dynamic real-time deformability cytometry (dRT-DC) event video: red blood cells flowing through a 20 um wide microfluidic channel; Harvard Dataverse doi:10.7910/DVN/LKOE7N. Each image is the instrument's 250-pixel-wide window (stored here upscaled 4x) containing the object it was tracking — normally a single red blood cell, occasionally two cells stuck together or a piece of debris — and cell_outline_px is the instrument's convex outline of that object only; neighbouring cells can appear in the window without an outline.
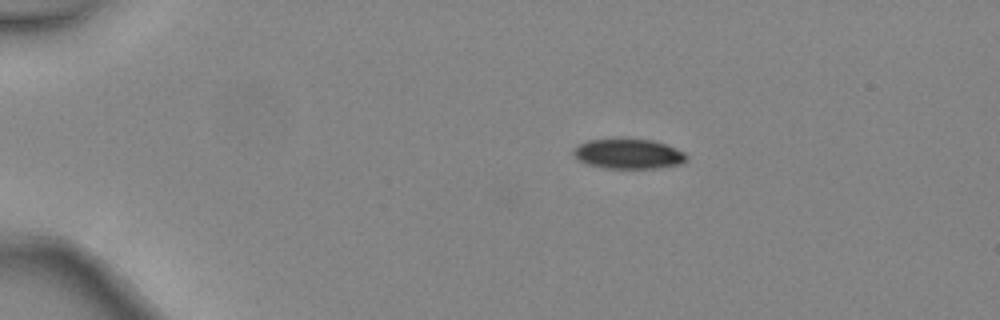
{"species": "common noctule bat (a hibernating species)", "species_latin": "Nyctalus noctula", "temperature_condition": "warm", "stored_images_in_passage": 4, "camera_frame_rate_fps": 3000, "um_per_image_px": 0.085, "animal": {"sex": "female", "body_mass_g": 24.6, "forearm_length_mm": 56.2}, "frame": {"image": 1, "passage_image": 1, "time_ms": 0.0, "image_size_px": [1000, 320], "cell_outline_px": [[688, 160], [680, 164], [660, 168], [604, 168], [588, 164], [580, 160], [572, 152], [580, 144], [588, 140], [652, 140], [664, 144], [684, 152], [688, 156]], "centroid_in_image_um": [53.47, 13.1], "position_along_channel_um": 31.5, "area_um2": 19.25}}
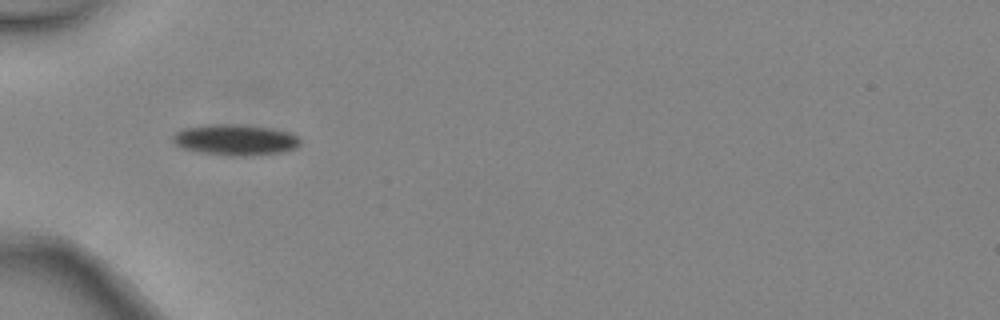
{"frame": {"image": 2, "passage_image": 3, "time_ms": 0.667, "image_size_px": [1000, 320], "cell_outline_px": [[300, 144], [296, 148], [284, 152], [244, 156], [224, 156], [200, 152], [184, 148], [176, 144], [172, 140], [172, 136], [176, 132], [184, 128], [204, 124], [232, 124], [272, 128], [292, 132], [300, 136]], "centroid_in_image_um": [20.04, 11.88], "position_along_channel_um": 65.0, "area_um2": 23.24}}
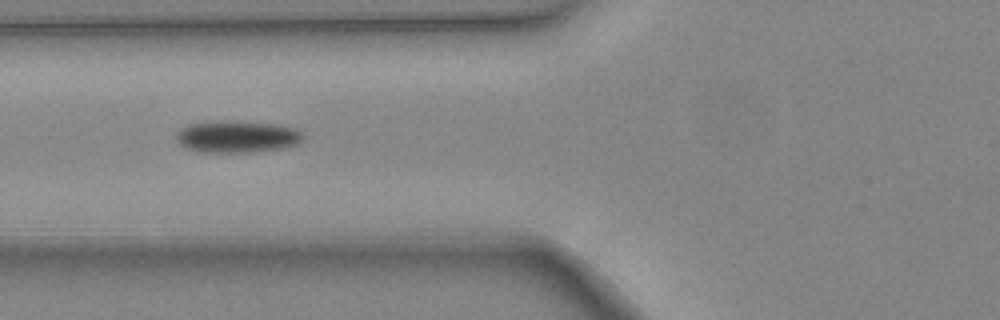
{"frame": {"image": 3, "passage_image": 4, "time_ms": 1.0, "image_size_px": [1000, 320], "cell_outline_px": [[304, 136], [300, 144], [288, 148], [252, 152], [200, 152], [188, 148], [180, 144], [176, 140], [176, 136], [180, 128], [188, 124], [272, 124], [296, 128], [304, 132]], "centroid_in_image_um": [20.25, 11.69], "position_along_channel_um": 105.5, "area_um2": 22.66}}